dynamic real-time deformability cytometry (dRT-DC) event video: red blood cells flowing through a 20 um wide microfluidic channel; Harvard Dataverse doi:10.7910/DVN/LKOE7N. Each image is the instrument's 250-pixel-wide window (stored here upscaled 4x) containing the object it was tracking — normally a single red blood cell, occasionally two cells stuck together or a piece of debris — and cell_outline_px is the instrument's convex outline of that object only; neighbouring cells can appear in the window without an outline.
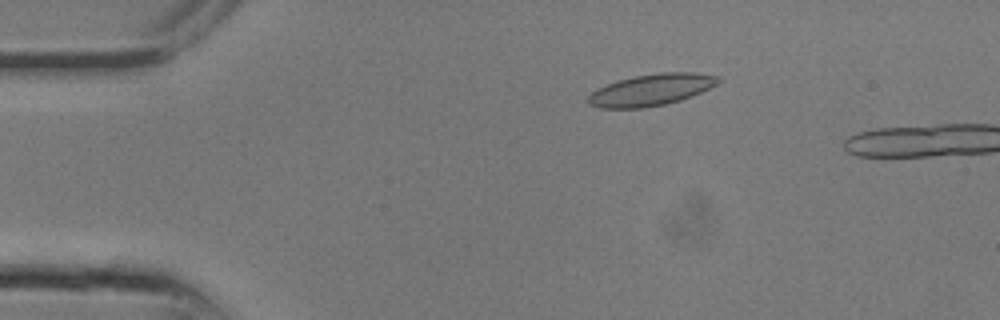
{"species": "common noctule bat (a hibernating species)", "species_latin": "Nyctalus noctula", "temperature_condition": "room temperature", "stored_images_in_passage": 5, "camera_frame_rate_fps": 3000, "um_per_image_px": 0.085, "animal": {"sex": "male", "body_mass_g": 13.3}, "frame": {"image": 1, "passage_image": 3, "time_ms": 0.667, "image_size_px": [1000, 320], "cell_outline_px": [[720, 80], [716, 84], [692, 96], [680, 100], [664, 104], [644, 108], [600, 108], [588, 104], [588, 96], [596, 88], [616, 80], [632, 76], [660, 72], [696, 72], [720, 76]], "centroid_in_image_um": [55.32, 7.62], "position_along_channel_um": 29.7, "area_um2": 24.1}}